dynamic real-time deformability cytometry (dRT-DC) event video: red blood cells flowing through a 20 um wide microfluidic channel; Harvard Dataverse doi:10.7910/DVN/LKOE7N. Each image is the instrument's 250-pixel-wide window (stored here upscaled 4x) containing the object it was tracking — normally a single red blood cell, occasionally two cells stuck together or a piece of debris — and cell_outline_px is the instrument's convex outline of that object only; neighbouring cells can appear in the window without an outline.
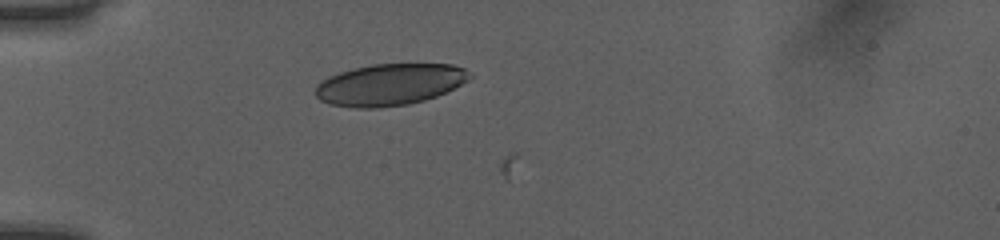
{"species": "human", "species_latin": "Homo sapiens", "temperature_condition": "room temperature", "stored_images_in_passage": 19, "camera_frame_rate_fps": 3000, "um_per_image_px": 0.085, "donor": {"sex": "female"}, "frame": {"image": 1, "passage_image": 14, "time_ms": 4.333, "image_size_px": [1000, 240], "cell_outline_px": [[472, 76], [468, 80], [436, 96], [424, 100], [408, 104], [376, 108], [356, 108], [328, 104], [320, 100], [316, 96], [316, 84], [328, 76], [340, 72], [372, 64], [452, 64], [464, 68]], "centroid_in_image_um": [33.09, 7.19], "position_along_channel_um": 51.9, "area_um2": 37.22}}